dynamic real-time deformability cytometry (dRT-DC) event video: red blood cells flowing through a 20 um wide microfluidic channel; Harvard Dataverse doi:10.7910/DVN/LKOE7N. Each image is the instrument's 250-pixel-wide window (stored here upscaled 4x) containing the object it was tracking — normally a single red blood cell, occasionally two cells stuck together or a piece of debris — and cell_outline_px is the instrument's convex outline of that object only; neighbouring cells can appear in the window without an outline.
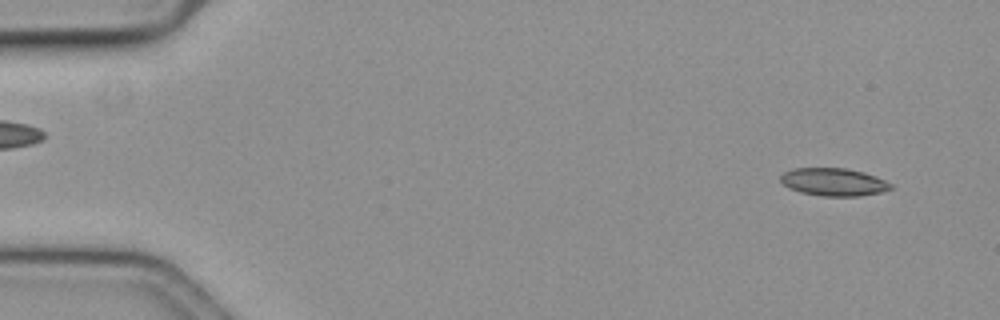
{"species": "common noctule bat (a hibernating species)", "species_latin": "Nyctalus noctula", "temperature_condition": "cold", "stored_images_in_passage": 12, "camera_frame_rate_fps": 3000, "um_per_image_px": 0.085, "animal": {"sex": "female", "body_mass_g": 19.3, "forearm_length_mm": 54.1}, "frame": {"image": 1, "passage_image": 4, "time_ms": 1.0, "image_size_px": [1000, 320], "cell_outline_px": [[892, 188], [880, 192], [860, 196], [824, 196], [800, 192], [784, 184], [780, 180], [780, 176], [784, 172], [792, 168], [844, 168], [864, 172], [884, 180], [892, 184]], "centroid_in_image_um": [70.85, 15.46], "position_along_channel_um": 14.1, "area_um2": 17.63}}